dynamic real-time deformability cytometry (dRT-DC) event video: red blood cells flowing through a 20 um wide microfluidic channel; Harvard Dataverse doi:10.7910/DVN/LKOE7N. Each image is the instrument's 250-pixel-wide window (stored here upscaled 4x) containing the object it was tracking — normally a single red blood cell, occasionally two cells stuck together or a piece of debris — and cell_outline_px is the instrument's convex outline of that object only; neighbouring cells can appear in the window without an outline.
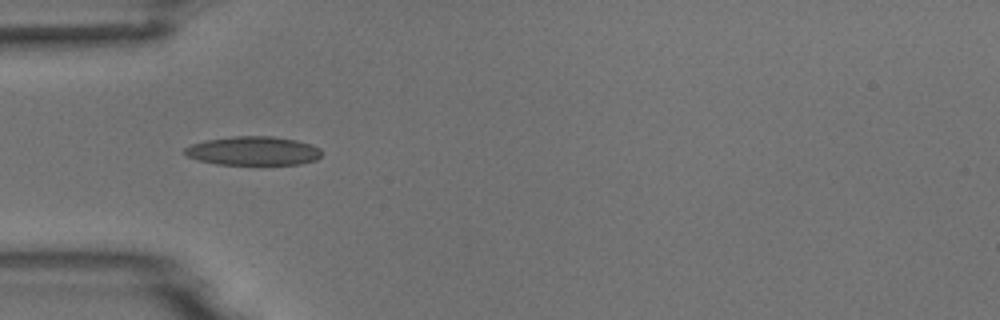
{"species": "common noctule bat (a hibernating species)", "species_latin": "Nyctalus noctula", "temperature_condition": "room temperature", "stored_images_in_passage": 6, "camera_frame_rate_fps": 3000, "um_per_image_px": 0.085, "animal": {"sex": "male", "body_mass_g": 18.8}, "frame": {"image": 1, "passage_image": 5, "time_ms": 4.333, "image_size_px": [1000, 320], "cell_outline_px": [[320, 156], [316, 160], [300, 164], [216, 164], [200, 160], [188, 156], [184, 152], [184, 148], [192, 144], [208, 140], [232, 136], [272, 136], [296, 140], [312, 144], [320, 148]], "centroid_in_image_um": [21.55, 12.82], "position_along_channel_um": 63.4, "area_um2": 22.83}}